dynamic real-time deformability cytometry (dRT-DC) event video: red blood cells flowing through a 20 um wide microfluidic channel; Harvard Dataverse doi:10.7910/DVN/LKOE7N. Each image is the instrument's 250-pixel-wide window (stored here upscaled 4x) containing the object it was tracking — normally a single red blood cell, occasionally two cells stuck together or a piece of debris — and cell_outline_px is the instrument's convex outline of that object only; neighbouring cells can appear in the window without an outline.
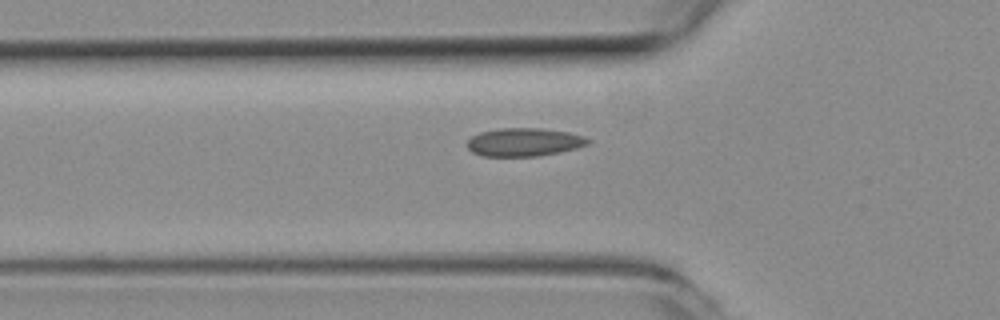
{"species": "common noctule bat (a hibernating species)", "species_latin": "Nyctalus noctula", "temperature_condition": "room temperature", "stored_images_in_passage": 37, "camera_frame_rate_fps": 3000, "um_per_image_px": 0.085, "animal": {"sex": "female", "body_mass_g": 19.3, "forearm_length_mm": 54.1}, "frame": {"image": 1, "passage_image": 7, "time_ms": 2.0, "image_size_px": [1000, 320], "cell_outline_px": [[592, 140], [588, 144], [576, 148], [560, 152], [536, 156], [480, 156], [472, 152], [468, 148], [468, 140], [472, 136], [480, 132], [500, 128], [540, 128], [568, 132], [584, 136]], "centroid_in_image_um": [44.55, 12.08], "position_along_channel_um": 81.2, "area_um2": 19.88}}
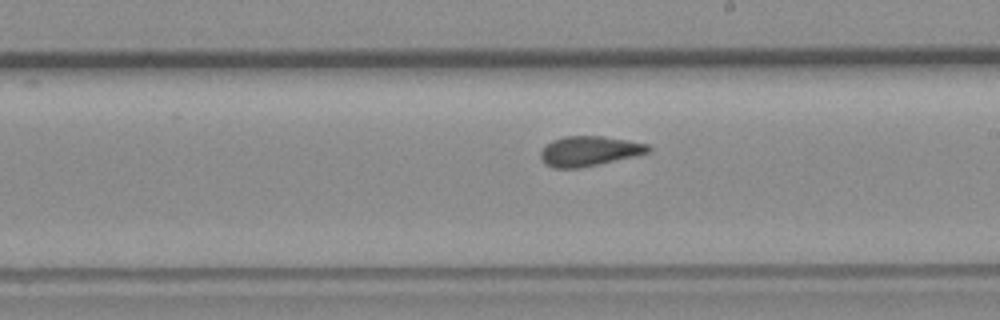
{"frame": {"image": 2, "passage_image": 19, "time_ms": 6.0, "image_size_px": [1000, 320], "cell_outline_px": [[652, 148], [648, 152], [636, 156], [600, 164], [580, 168], [552, 168], [540, 156], [540, 152], [552, 140], [564, 136], [604, 136], [628, 140], [648, 144]], "centroid_in_image_um": [50.12, 12.84], "position_along_channel_um": 238.9, "area_um2": 18.73}}
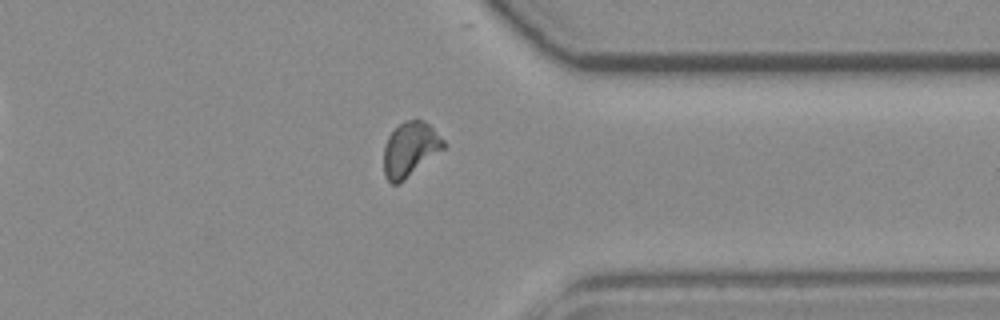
{"frame": {"image": 3, "passage_image": 30, "time_ms": 9.667, "image_size_px": [1000, 320], "cell_outline_px": [[448, 144], [444, 148], [400, 184], [392, 184], [384, 176], [384, 148], [388, 136], [404, 120], [416, 116], [424, 120]], "centroid_in_image_um": [34.86, 12.67], "position_along_channel_um": 376.5, "area_um2": 19.19}}